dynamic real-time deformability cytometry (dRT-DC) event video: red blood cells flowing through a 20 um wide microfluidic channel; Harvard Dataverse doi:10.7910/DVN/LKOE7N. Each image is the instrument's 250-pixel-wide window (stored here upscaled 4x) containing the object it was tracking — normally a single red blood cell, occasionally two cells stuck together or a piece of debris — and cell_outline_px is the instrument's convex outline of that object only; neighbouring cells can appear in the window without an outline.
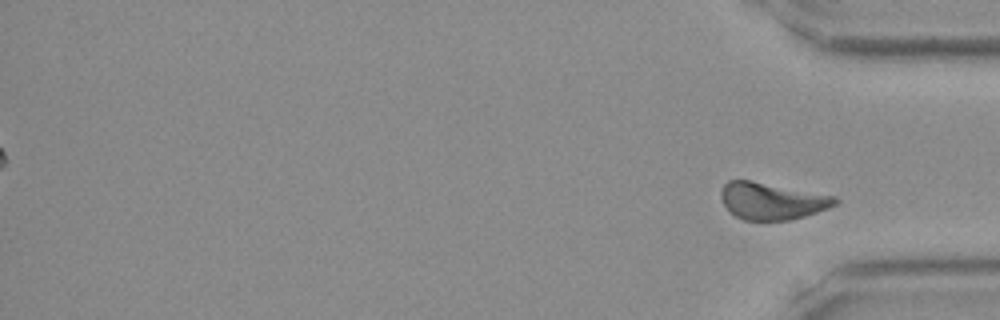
{"species": "Egyptian fruit bat (a non-hibernating species)", "species_latin": "Rousettus aegyptiacus", "temperature_condition": "room temperature", "stored_images_in_passage": 42, "segment_of_instrument_passage": [2, 2], "camera_frame_rate_fps": 3000, "um_per_image_px": 0.085, "frame": {"image": 1, "passage_image": 42, "time_ms": 13.667, "image_size_px": [1000, 320], "cell_outline_px": [[840, 200], [836, 204], [828, 208], [804, 216], [788, 220], [744, 220], [736, 216], [724, 204], [720, 196], [720, 192], [724, 184], [728, 180], [752, 180], [836, 196]], "centroid_in_image_um": [65.62, 17.07], "position_along_channel_um": 369.6, "area_um2": 24.51}}